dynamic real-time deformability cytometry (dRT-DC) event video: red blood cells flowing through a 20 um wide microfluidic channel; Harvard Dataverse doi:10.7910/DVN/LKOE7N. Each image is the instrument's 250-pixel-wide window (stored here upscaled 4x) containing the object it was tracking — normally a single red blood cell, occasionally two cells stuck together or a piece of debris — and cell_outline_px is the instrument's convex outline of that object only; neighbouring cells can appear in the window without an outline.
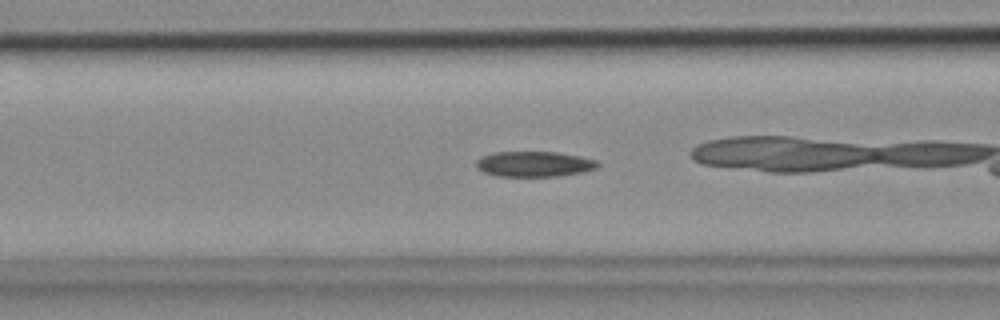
{"species": "common noctule bat (a hibernating species)", "species_latin": "Nyctalus noctula", "temperature_condition": "cold", "stored_images_in_passage": 31, "camera_frame_rate_fps": 3000, "um_per_image_px": 0.085, "animal": {"sex": "female", "body_mass_g": 18.4}, "frame": {"image": 1, "passage_image": 5, "time_ms": 1.333, "image_size_px": [1000, 320], "cell_outline_px": [[600, 164], [596, 168], [580, 172], [556, 176], [496, 176], [484, 172], [476, 168], [476, 160], [480, 156], [492, 152], [556, 152], [580, 156], [596, 160]], "centroid_in_image_um": [45.35, 13.93], "position_along_channel_um": 121.2, "area_um2": 17.98}}